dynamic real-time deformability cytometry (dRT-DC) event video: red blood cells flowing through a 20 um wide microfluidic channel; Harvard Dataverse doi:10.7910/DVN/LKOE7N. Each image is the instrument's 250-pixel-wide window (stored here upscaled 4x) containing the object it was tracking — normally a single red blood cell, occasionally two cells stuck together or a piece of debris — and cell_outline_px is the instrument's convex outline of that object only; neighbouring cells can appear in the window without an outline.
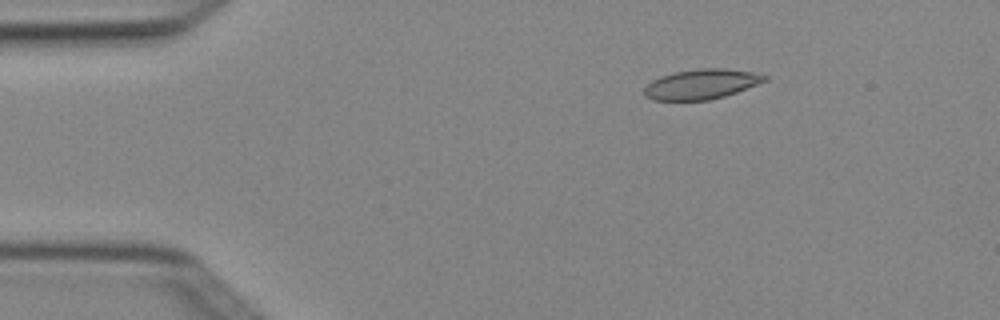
{"species": "Egyptian fruit bat (a non-hibernating species)", "species_latin": "Rousettus aegyptiacus", "temperature_condition": "cold", "stored_images_in_passage": 5, "camera_frame_rate_fps": 3000, "um_per_image_px": 0.085, "animal": {"sex": "female"}, "frame": {"image": 1, "passage_image": 3, "time_ms": 0.667, "image_size_px": [1000, 320], "cell_outline_px": [[768, 80], [736, 92], [724, 96], [708, 100], [652, 100], [644, 96], [644, 88], [652, 80], [660, 76], [676, 72], [696, 68], [724, 68], [752, 72], [768, 76]], "centroid_in_image_um": [59.6, 7.15], "position_along_channel_um": 25.4, "area_um2": 20.98}}
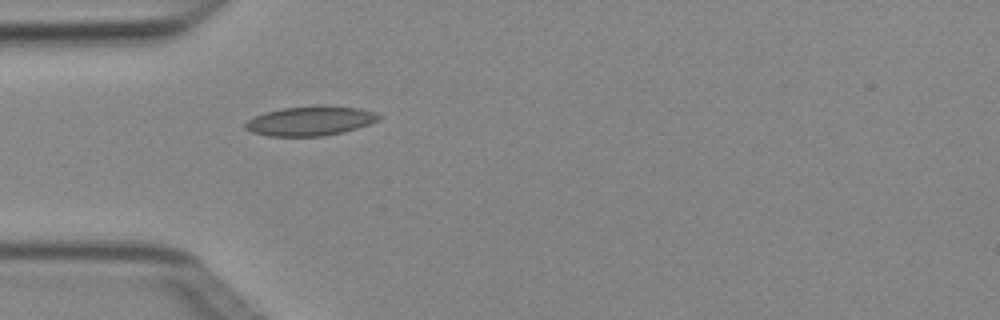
{"frame": {"image": 2, "passage_image": 5, "time_ms": 1.333, "image_size_px": [1000, 320], "cell_outline_px": [[380, 116], [376, 120], [368, 124], [356, 128], [340, 132], [320, 136], [268, 136], [252, 132], [244, 128], [244, 124], [248, 120], [264, 112], [280, 108], [360, 108], [372, 112]], "centroid_in_image_um": [26.26, 10.32], "position_along_channel_um": 58.7, "area_um2": 21.68}}